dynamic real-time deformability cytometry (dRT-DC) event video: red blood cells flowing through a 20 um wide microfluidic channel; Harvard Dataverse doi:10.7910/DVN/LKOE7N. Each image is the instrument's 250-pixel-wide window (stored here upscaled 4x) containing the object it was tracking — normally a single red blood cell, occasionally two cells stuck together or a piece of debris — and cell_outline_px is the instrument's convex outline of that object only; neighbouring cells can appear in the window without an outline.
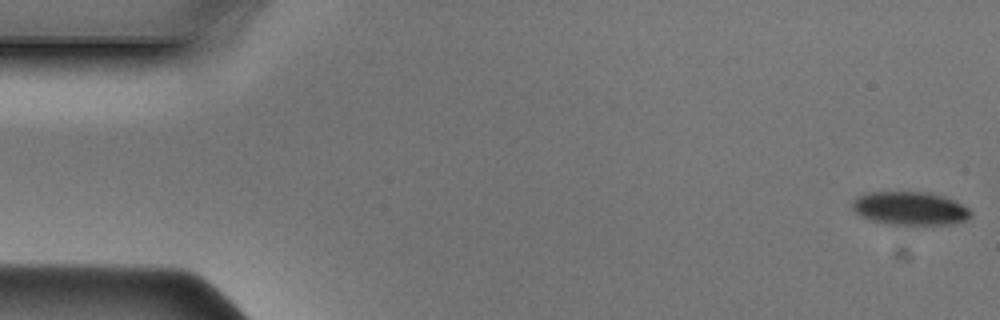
{"species": "Egyptian fruit bat (a non-hibernating species)", "species_latin": "Rousettus aegyptiacus", "temperature_condition": "cold", "stored_images_in_passage": 48, "camera_frame_rate_fps": 3000, "um_per_image_px": 0.085, "animal": {"sex": "male"}, "frame": {"image": 1, "passage_image": 1, "time_ms": 0.0, "image_size_px": [1000, 320], "cell_outline_px": [[972, 216], [964, 220], [952, 224], [888, 224], [872, 220], [860, 216], [852, 208], [852, 200], [856, 196], [864, 192], [928, 192], [944, 196], [956, 200], [968, 208], [972, 212]], "centroid_in_image_um": [77.34, 17.69], "position_along_channel_um": 7.7, "area_um2": 23.18}}
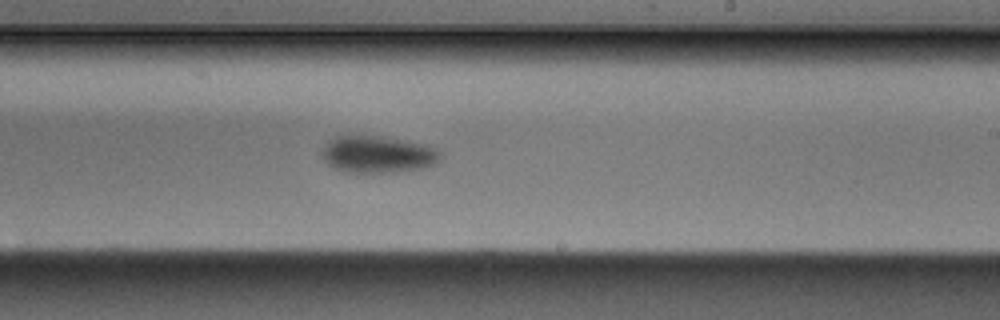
{"frame": {"image": 2, "passage_image": 28, "time_ms": 9.0, "image_size_px": [1000, 320], "cell_outline_px": [[440, 156], [436, 164], [420, 168], [396, 172], [348, 172], [336, 168], [328, 164], [320, 156], [324, 144], [328, 140], [336, 136], [384, 136], [432, 144], [440, 152]], "centroid_in_image_um": [32.13, 13.1], "position_along_channel_um": 256.9, "area_um2": 25.84}}
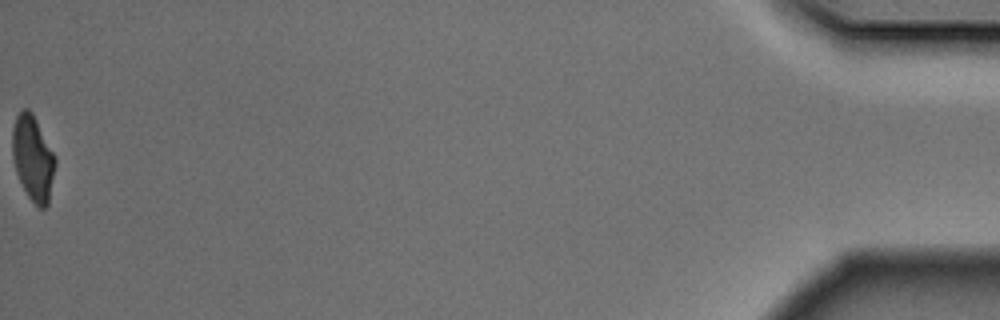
{"frame": {"image": 3, "passage_image": 48, "time_ms": 15.667, "image_size_px": [1000, 320], "cell_outline_px": [[56, 164], [48, 204], [44, 208], [40, 208], [28, 196], [16, 172], [12, 156], [12, 128], [16, 116], [24, 108], [28, 108], [32, 112], [56, 156]], "centroid_in_image_um": [2.8, 13.41], "position_along_channel_um": 432.4, "area_um2": 21.27}}